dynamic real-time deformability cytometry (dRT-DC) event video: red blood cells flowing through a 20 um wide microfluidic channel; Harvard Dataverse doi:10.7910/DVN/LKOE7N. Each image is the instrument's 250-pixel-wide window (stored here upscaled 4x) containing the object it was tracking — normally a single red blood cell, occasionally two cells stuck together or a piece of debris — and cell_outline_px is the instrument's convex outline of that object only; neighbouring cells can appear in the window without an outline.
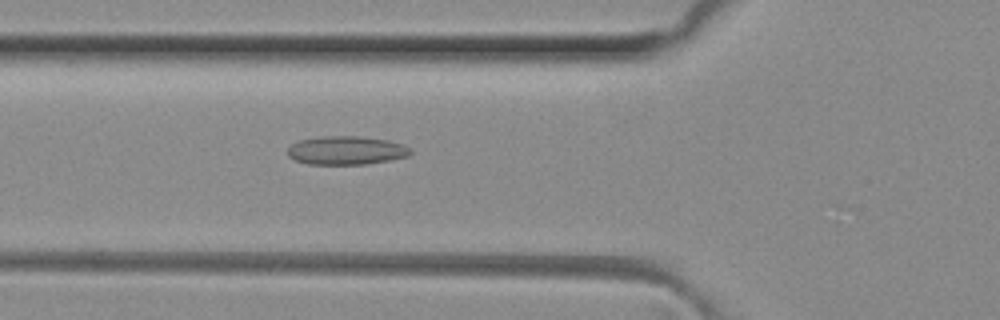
{"species": "common noctule bat (a hibernating species)", "species_latin": "Nyctalus noctula", "temperature_condition": "room temperature", "stored_images_in_passage": 50, "camera_frame_rate_fps": 3000, "um_per_image_px": 0.085, "animal": {"sex": "female", "body_mass_g": 29.2, "forearm_length_mm": 56.3}, "frame": {"image": 1, "passage_image": 18, "time_ms": 5.667, "image_size_px": [1000, 320], "cell_outline_px": [[412, 152], [408, 156], [388, 160], [364, 164], [308, 164], [296, 160], [288, 156], [288, 148], [292, 144], [300, 140], [320, 136], [356, 136], [388, 140], [404, 144], [412, 148]], "centroid_in_image_um": [29.45, 12.78], "position_along_channel_um": 96.3, "area_um2": 20.4}}
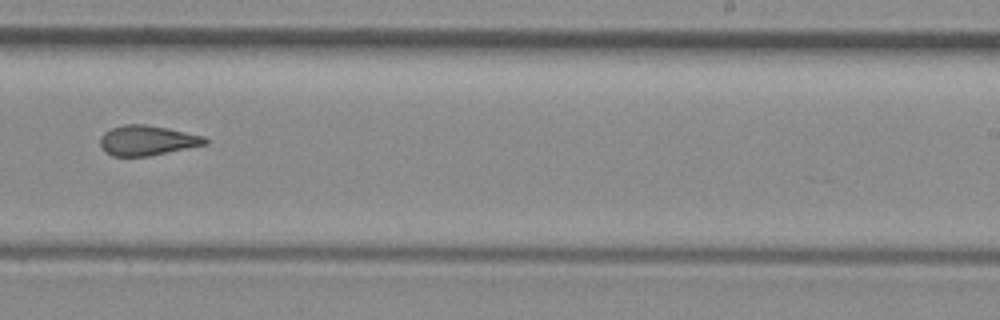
{"frame": {"image": 2, "passage_image": 31, "time_ms": 10.0, "image_size_px": [1000, 320], "cell_outline_px": [[208, 144], [148, 156], [112, 156], [104, 152], [100, 144], [100, 136], [104, 132], [112, 128], [124, 124], [144, 124], [168, 128], [204, 136], [208, 140]], "centroid_in_image_um": [12.49, 11.93], "position_along_channel_um": 276.5, "area_um2": 18.38}}
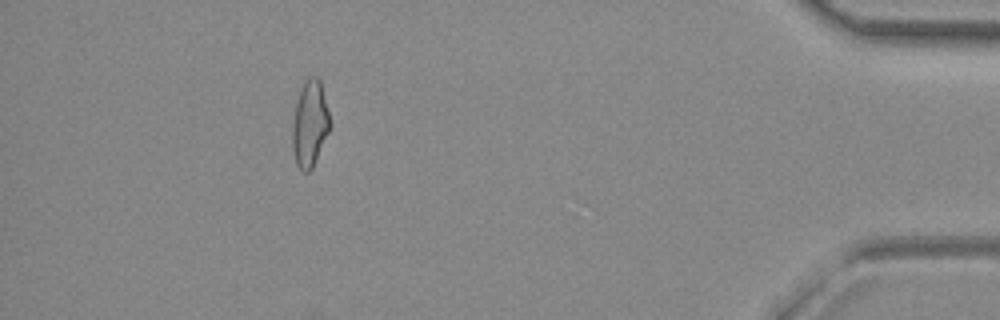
{"frame": {"image": 3, "passage_image": 45, "time_ms": 14.667, "image_size_px": [1000, 320], "cell_outline_px": [[332, 124], [312, 168], [308, 172], [304, 172], [296, 164], [292, 148], [292, 124], [296, 100], [300, 88], [304, 80], [308, 76], [316, 76], [320, 80]], "centroid_in_image_um": [26.33, 10.48], "position_along_channel_um": 408.9, "area_um2": 19.07}, "authors_computed_cell_mechanics": {"area_um2": 19.1318, "velocity_mm_per_s": 4.1637, "shape_relaxation_time_tau1_ms": null, "shape_relaxation_time_tau2_ms": 2.3691, "deformation_change_tau1": null, "deformation_change_tau2": 0.1043}}